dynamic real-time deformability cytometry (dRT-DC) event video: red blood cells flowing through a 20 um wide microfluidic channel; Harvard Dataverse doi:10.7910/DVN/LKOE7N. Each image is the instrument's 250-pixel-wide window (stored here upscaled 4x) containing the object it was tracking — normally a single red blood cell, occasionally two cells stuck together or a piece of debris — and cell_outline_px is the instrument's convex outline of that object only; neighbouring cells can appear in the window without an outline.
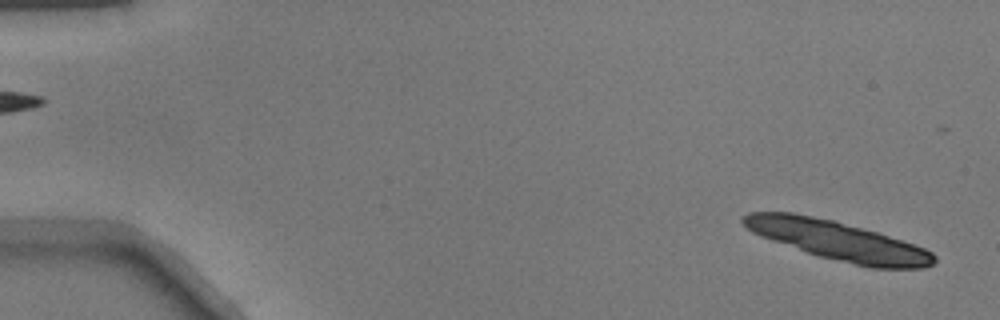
{"species": "common noctule bat (a hibernating species)", "species_latin": "Nyctalus noctula", "temperature_condition": "warm", "stored_images_in_passage": 30, "segment_of_instrument_passage": [1, 2], "camera_frame_rate_fps": 3000, "um_per_image_px": 0.085, "animal": {"sex": "male", "body_mass_g": 17.9}, "frame": {"image": 1, "passage_image": 1, "time_ms": 0.0, "image_size_px": [1000, 320], "cell_outline_px": [[936, 260], [932, 264], [920, 268], [868, 268], [820, 256], [760, 236], [752, 232], [740, 220], [748, 212], [792, 212], [832, 220], [876, 232], [924, 248], [932, 252], [936, 256]], "centroid_in_image_um": [71.21, 20.45], "position_along_channel_um": 13.8, "area_um2": 42.77}}